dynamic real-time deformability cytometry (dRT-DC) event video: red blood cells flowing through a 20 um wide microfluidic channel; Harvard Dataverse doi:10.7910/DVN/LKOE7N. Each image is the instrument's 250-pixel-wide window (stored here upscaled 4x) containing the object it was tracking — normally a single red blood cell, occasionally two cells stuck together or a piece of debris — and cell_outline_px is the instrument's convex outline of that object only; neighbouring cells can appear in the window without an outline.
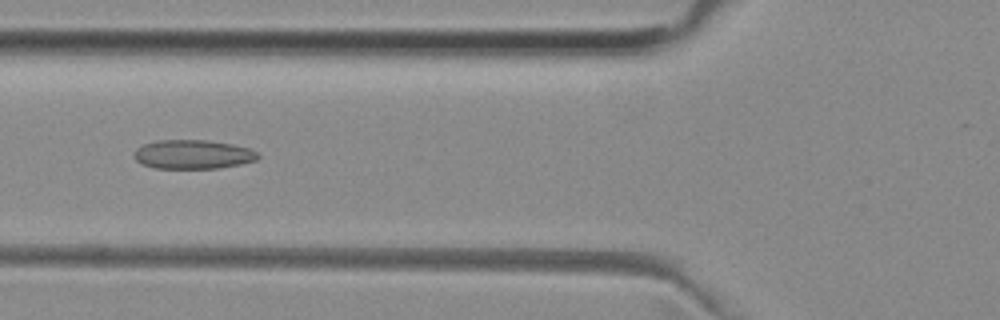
{"species": "common noctule bat (a hibernating species)", "species_latin": "Nyctalus noctula", "temperature_condition": "room temperature", "stored_images_in_passage": 22, "camera_frame_rate_fps": 3000, "um_per_image_px": 0.085, "animal": {"sex": "female", "body_mass_g": 29.2, "forearm_length_mm": 56.3}, "frame": {"image": 1, "passage_image": 5, "time_ms": 1.333, "image_size_px": [1000, 320], "cell_outline_px": [[260, 156], [256, 160], [240, 164], [220, 168], [156, 168], [144, 164], [136, 160], [132, 156], [136, 148], [144, 144], [156, 140], [208, 140], [232, 144], [248, 148], [260, 152]], "centroid_in_image_um": [16.41, 13.11], "position_along_channel_um": 109.4, "area_um2": 21.04}}
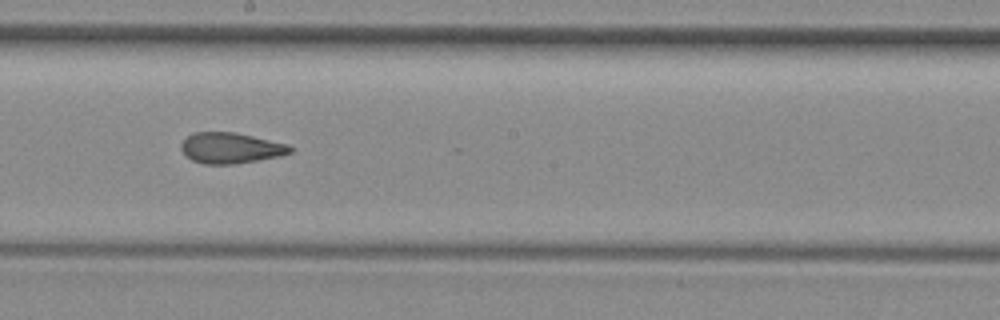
{"frame": {"image": 2, "passage_image": 14, "time_ms": 4.333, "image_size_px": [1000, 320], "cell_outline_px": [[292, 152], [280, 156], [236, 164], [204, 164], [192, 160], [184, 156], [180, 148], [180, 144], [192, 132], [236, 132], [288, 144], [292, 148]], "centroid_in_image_um": [19.58, 12.58], "position_along_channel_um": 228.6, "area_um2": 19.71}}
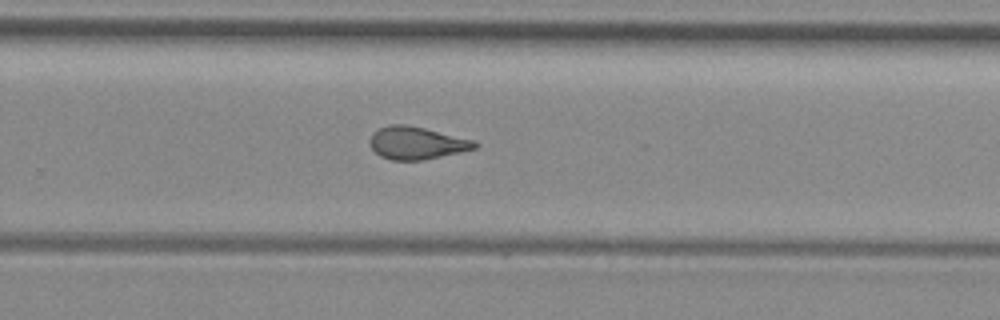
{"frame": {"image": 3, "passage_image": 19, "time_ms": 6.0, "image_size_px": [1000, 320], "cell_outline_px": [[480, 144], [476, 148], [460, 152], [424, 160], [392, 160], [380, 156], [368, 144], [368, 140], [380, 128], [388, 124], [404, 124], [424, 128], [476, 140]], "centroid_in_image_um": [35.44, 12.15], "position_along_channel_um": 294.4, "area_um2": 19.94}}